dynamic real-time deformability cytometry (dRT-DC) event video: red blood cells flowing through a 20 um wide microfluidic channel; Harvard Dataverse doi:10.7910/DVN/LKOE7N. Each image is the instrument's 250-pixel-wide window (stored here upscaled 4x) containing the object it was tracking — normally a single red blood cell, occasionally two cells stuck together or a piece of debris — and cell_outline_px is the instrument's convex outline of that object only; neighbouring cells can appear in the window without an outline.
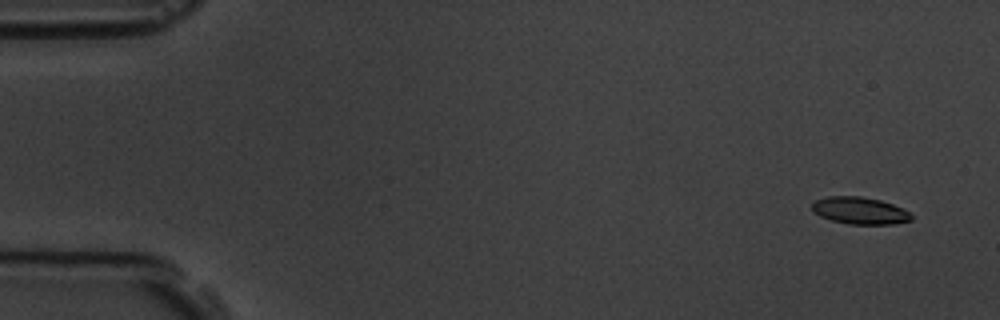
{"species": "common noctule bat (a hibernating species)", "species_latin": "Nyctalus noctula", "temperature_condition": "room temperature", "stored_images_in_passage": 5, "camera_frame_rate_fps": 3000, "um_per_image_px": 0.085, "animal": {"sex": "male", "body_mass_g": 19.5, "forearm_length_mm": 54.6}, "frame": {"image": 1, "passage_image": 1, "time_ms": 0.0, "image_size_px": [1000, 320], "cell_outline_px": [[912, 220], [892, 224], [848, 224], [832, 220], [820, 216], [812, 212], [812, 204], [816, 200], [828, 196], [860, 196], [880, 200], [892, 204], [912, 212]], "centroid_in_image_um": [73.09, 17.9], "position_along_channel_um": 11.9, "area_um2": 15.72}}
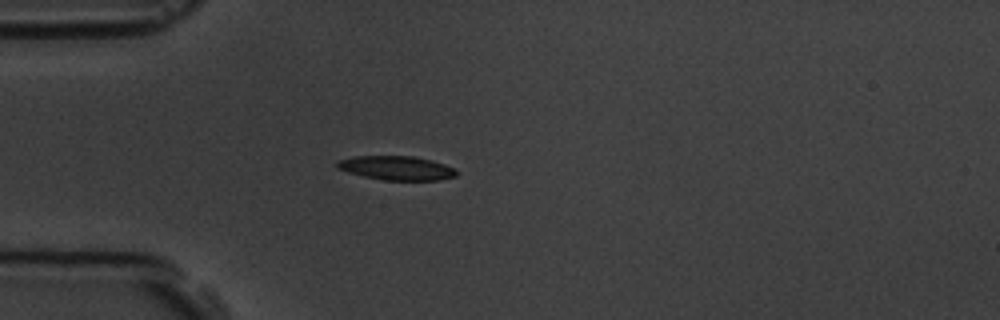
{"frame": {"image": 2, "passage_image": 5, "time_ms": 4.333, "image_size_px": [1000, 320], "cell_outline_px": [[456, 176], [440, 180], [384, 180], [364, 176], [348, 172], [336, 168], [336, 160], [356, 156], [412, 156], [432, 160], [456, 168]], "centroid_in_image_um": [33.7, 14.28], "position_along_channel_um": 51.3, "area_um2": 16.76}}